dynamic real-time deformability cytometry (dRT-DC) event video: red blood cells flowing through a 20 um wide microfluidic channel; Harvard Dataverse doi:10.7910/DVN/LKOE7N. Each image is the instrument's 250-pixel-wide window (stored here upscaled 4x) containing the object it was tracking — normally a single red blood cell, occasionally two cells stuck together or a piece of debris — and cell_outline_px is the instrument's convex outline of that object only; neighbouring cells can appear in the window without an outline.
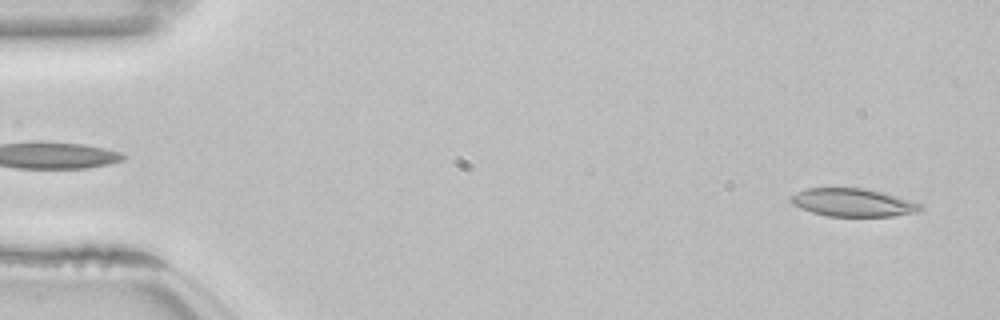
{"species": "common noctule bat (a hibernating species)", "species_latin": "Nyctalus noctula", "temperature_condition": "room temperature", "stored_images_in_passage": 52, "camera_frame_rate_fps": 3000, "um_per_image_px": 0.085, "animal": {"sex": "female", "body_mass_g": 22.7, "forearm_length_mm": 54.2}, "frame": {"image": 1, "passage_image": 2, "time_ms": 0.333, "image_size_px": [1000, 320], "cell_outline_px": [[924, 208], [920, 212], [892, 216], [828, 216], [812, 212], [800, 208], [792, 204], [788, 200], [796, 192], [808, 188], [864, 188], [880, 192], [908, 200], [920, 204]], "centroid_in_image_um": [72.47, 17.22], "position_along_channel_um": 12.5, "area_um2": 20.98}}
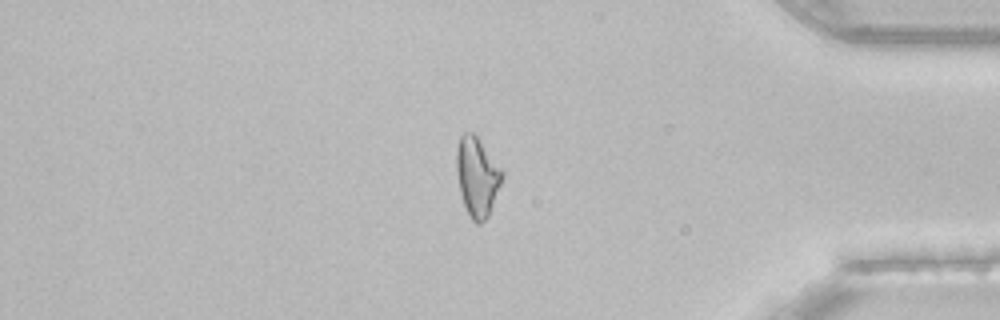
{"frame": {"image": 2, "passage_image": 44, "time_ms": 14.333, "image_size_px": [1000, 320], "cell_outline_px": [[504, 176], [488, 216], [480, 224], [476, 224], [472, 220], [464, 204], [460, 192], [456, 172], [456, 148], [460, 136], [464, 132], [472, 132], [476, 136], [504, 172]], "centroid_in_image_um": [40.54, 15.01], "position_along_channel_um": 394.7, "area_um2": 20.87}}